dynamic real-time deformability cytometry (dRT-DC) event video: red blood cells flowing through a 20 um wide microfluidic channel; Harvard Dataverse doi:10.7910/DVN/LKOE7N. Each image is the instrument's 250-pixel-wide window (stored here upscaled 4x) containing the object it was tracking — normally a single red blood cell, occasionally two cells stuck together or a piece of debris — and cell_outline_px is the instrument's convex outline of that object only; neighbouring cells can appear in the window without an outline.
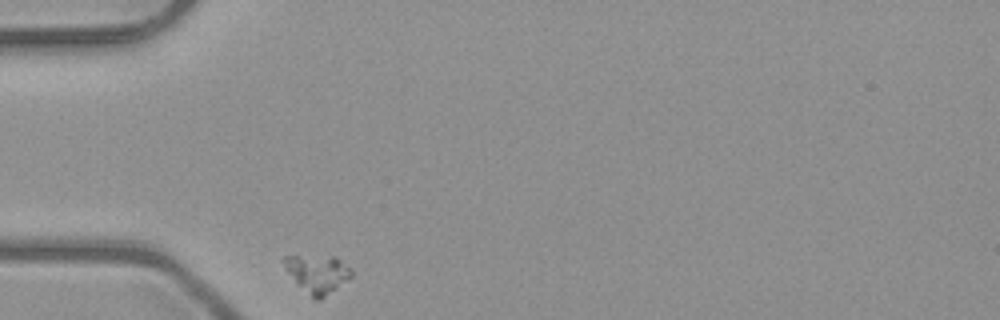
{"species": "common noctule bat (a hibernating species)", "species_latin": "Nyctalus noctula", "temperature_condition": "room temperature", "stored_images_in_passage": 31, "camera_frame_rate_fps": 3000, "um_per_image_px": 0.085, "animal": {"sex": "male", "body_mass_g": 23.1, "forearm_length_mm": 52.7}, "frame": {"image": 1, "passage_image": 1, "time_ms": 0.0, "image_size_px": [1000, 320], "cell_outline_px": [[352, 276], [320, 300], [316, 300], [296, 284], [288, 272], [284, 260], [284, 256], [332, 256], [340, 260], [352, 268]], "centroid_in_image_um": [27.01, 23.27], "position_along_channel_um": 58.0, "area_um2": 14.62}}
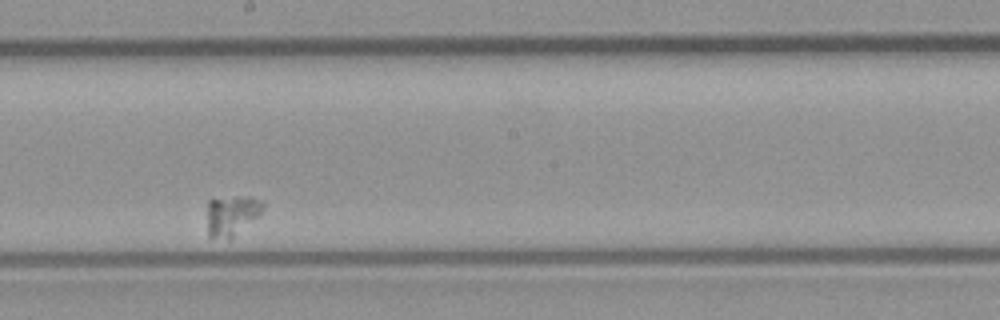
{"frame": {"image": 2, "passage_image": 18, "time_ms": 5.667, "image_size_px": [1000, 320], "cell_outline_px": [[264, 208], [256, 216], [228, 240], [208, 236], [208, 200], [236, 196], [252, 196], [260, 200], [264, 204]], "centroid_in_image_um": [19.67, 18.27], "position_along_channel_um": 228.5, "area_um2": 12.77}}
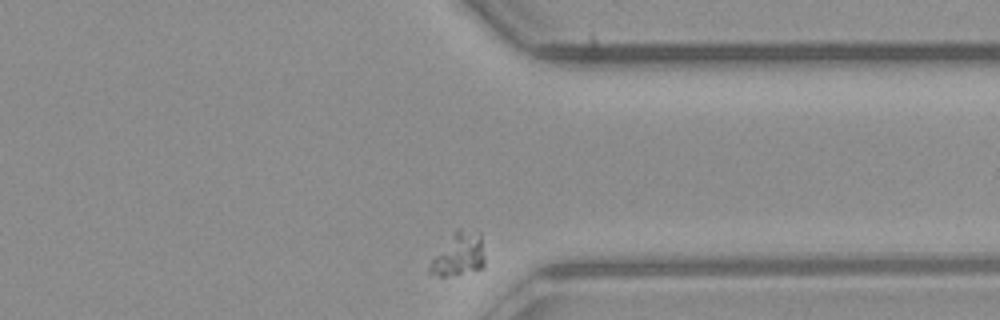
{"frame": {"image": 3, "passage_image": 31, "time_ms": 10.0, "image_size_px": [1000, 320], "cell_outline_px": [[484, 264], [480, 268], [444, 276], [440, 276], [428, 272], [428, 268], [432, 260], [456, 228], [460, 228], [480, 232], [484, 256]], "centroid_in_image_um": [39.0, 21.58], "position_along_channel_um": 372.4, "area_um2": 13.35}}